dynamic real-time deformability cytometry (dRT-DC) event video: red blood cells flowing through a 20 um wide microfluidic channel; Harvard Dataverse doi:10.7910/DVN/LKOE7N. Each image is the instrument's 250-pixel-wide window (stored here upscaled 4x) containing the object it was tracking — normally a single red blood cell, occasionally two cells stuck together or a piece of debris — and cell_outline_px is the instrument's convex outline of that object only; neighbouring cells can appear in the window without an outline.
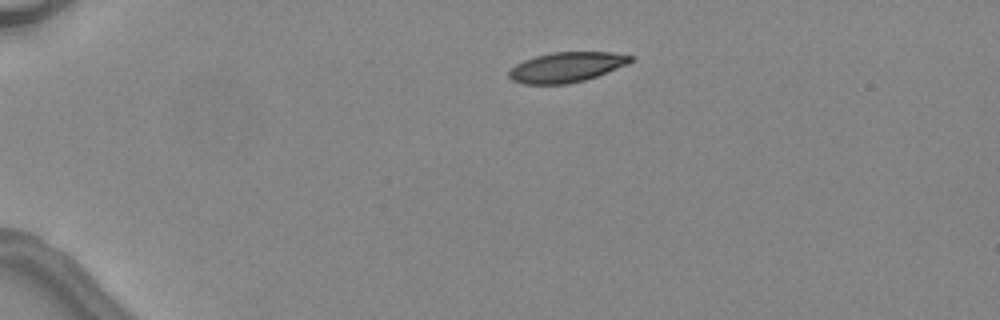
{"species": "common noctule bat (a hibernating species)", "species_latin": "Nyctalus noctula", "temperature_condition": "warm", "stored_images_in_passage": 4, "camera_frame_rate_fps": 3000, "um_per_image_px": 0.085, "animal": {"sex": "female", "body_mass_g": 24.6, "forearm_length_mm": 56.2}, "frame": {"image": 1, "passage_image": 1, "time_ms": 0.0, "image_size_px": [1000, 320], "cell_outline_px": [[632, 60], [628, 64], [596, 76], [584, 80], [568, 84], [524, 84], [512, 80], [508, 76], [508, 72], [516, 64], [524, 60], [536, 56], [552, 52], [612, 52], [632, 56]], "centroid_in_image_um": [48.13, 5.71], "position_along_channel_um": 36.9, "area_um2": 21.15}}
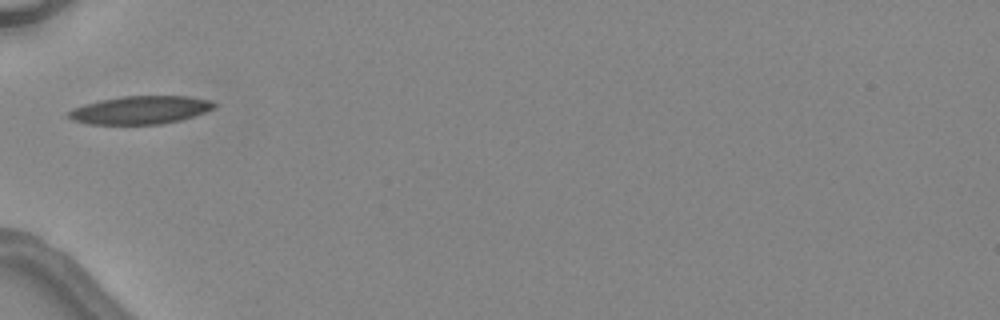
{"frame": {"image": 2, "passage_image": 3, "time_ms": 2.333, "image_size_px": [1000, 320], "cell_outline_px": [[216, 108], [180, 120], [160, 124], [88, 124], [72, 120], [64, 112], [72, 108], [84, 104], [100, 100], [124, 96], [188, 96], [212, 100], [216, 104]], "centroid_in_image_um": [11.9, 9.35], "position_along_channel_um": 73.1, "area_um2": 23.93}}